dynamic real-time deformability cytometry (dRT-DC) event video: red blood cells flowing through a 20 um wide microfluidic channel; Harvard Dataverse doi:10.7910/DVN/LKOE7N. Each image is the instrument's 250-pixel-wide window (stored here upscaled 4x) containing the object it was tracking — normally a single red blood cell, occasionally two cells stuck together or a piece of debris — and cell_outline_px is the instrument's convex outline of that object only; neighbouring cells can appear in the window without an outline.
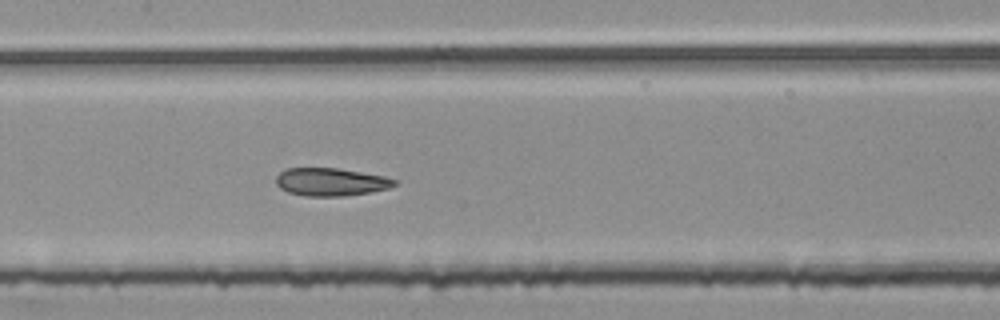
{"species": "common noctule bat (a hibernating species)", "species_latin": "Nyctalus noctula", "temperature_condition": "room temperature", "stored_images_in_passage": 51, "segment_of_instrument_passage": [2, 2], "camera_frame_rate_fps": 3000, "um_per_image_px": 0.085, "animal": {"sex": "female", "body_mass_g": 25.1}, "frame": {"image": 1, "passage_image": 25, "time_ms": 8.0, "image_size_px": [1000, 320], "cell_outline_px": [[400, 184], [388, 188], [372, 192], [344, 196], [304, 196], [288, 192], [280, 188], [276, 184], [276, 176], [280, 172], [288, 168], [340, 168], [384, 176], [396, 180]], "centroid_in_image_um": [28.14, 15.46], "position_along_channel_um": 179.3, "area_um2": 19.42}}
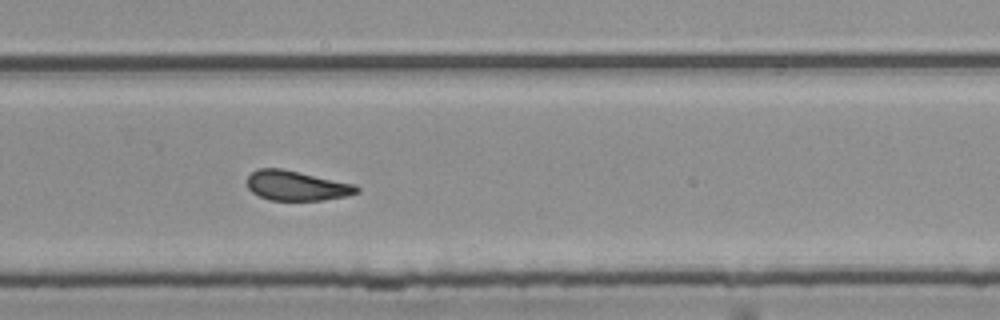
{"frame": {"image": 2, "passage_image": 35, "time_ms": 11.333, "image_size_px": [1000, 320], "cell_outline_px": [[360, 192], [348, 196], [324, 200], [268, 200], [252, 192], [248, 188], [248, 176], [256, 168], [280, 168], [356, 184], [360, 188]], "centroid_in_image_um": [25.24, 15.78], "position_along_channel_um": 304.6, "area_um2": 19.13}}
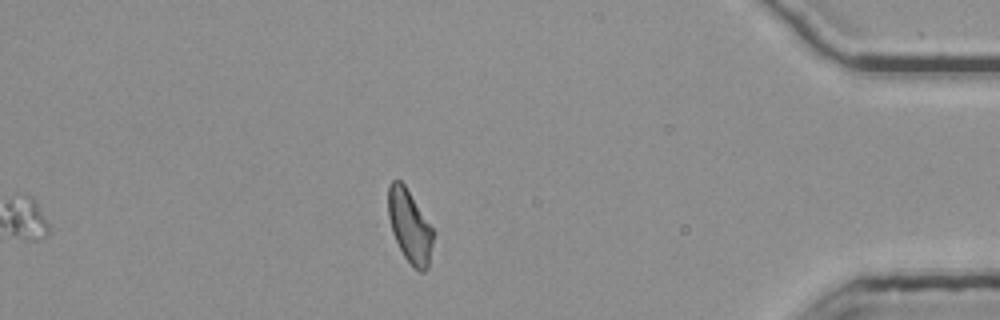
{"frame": {"image": 3, "passage_image": 46, "time_ms": 15.0, "image_size_px": [1000, 320], "cell_outline_px": [[432, 244], [428, 268], [424, 272], [420, 272], [404, 256], [392, 232], [388, 216], [388, 188], [392, 180], [400, 180], [404, 184], [432, 228]], "centroid_in_image_um": [34.8, 19.22], "position_along_channel_um": 400.4, "area_um2": 18.55}}